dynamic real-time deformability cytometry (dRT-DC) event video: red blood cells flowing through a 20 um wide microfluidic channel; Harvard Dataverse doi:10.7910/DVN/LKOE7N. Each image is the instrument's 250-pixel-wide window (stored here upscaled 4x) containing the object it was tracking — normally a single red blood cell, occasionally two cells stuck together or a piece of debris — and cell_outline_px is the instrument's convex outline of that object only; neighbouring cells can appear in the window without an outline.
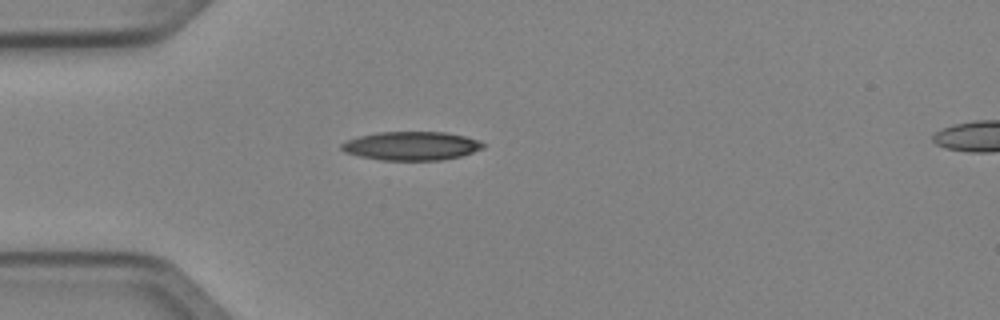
{"species": "Egyptian fruit bat (a non-hibernating species)", "species_latin": "Rousettus aegyptiacus", "temperature_condition": "cold", "stored_images_in_passage": 33, "camera_frame_rate_fps": 3000, "um_per_image_px": 0.085, "animal": {"sex": "female"}, "frame": {"image": 1, "passage_image": 1, "time_ms": 0.0, "image_size_px": [1000, 320], "cell_outline_px": [[484, 148], [460, 156], [444, 160], [380, 160], [360, 156], [344, 152], [340, 148], [340, 144], [348, 140], [360, 136], [376, 132], [444, 132], [464, 136], [480, 140], [484, 144]], "centroid_in_image_um": [34.97, 12.4], "position_along_channel_um": 50.0, "area_um2": 23.64}}
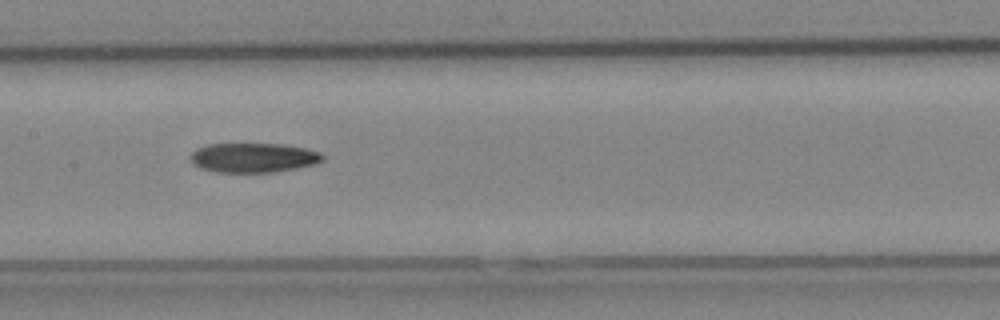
{"frame": {"image": 2, "passage_image": 12, "time_ms": 3.667, "image_size_px": [1000, 320], "cell_outline_px": [[324, 160], [316, 164], [276, 172], [216, 172], [200, 168], [192, 160], [192, 152], [196, 148], [208, 144], [280, 144], [304, 148], [320, 152], [324, 156]], "centroid_in_image_um": [21.57, 13.4], "position_along_channel_um": 185.8, "area_um2": 22.6}}
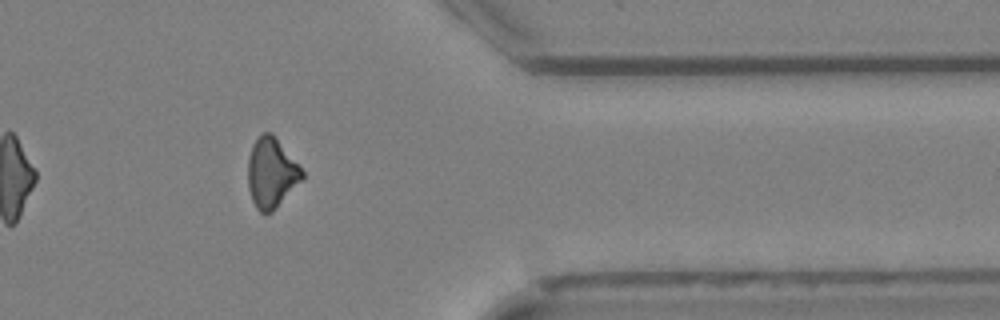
{"frame": {"image": 3, "passage_image": 28, "time_ms": 9.0, "image_size_px": [1000, 320], "cell_outline_px": [[304, 180], [272, 212], [264, 216], [256, 208], [252, 200], [248, 188], [248, 156], [252, 144], [260, 132], [272, 132], [304, 172]], "centroid_in_image_um": [23.06, 14.71], "position_along_channel_um": 388.3, "area_um2": 22.54}, "authors_computed_cell_mechanics": {"area_um2": 22.8888, "velocity_mm_per_s": 4.0806, "shape_relaxation_time_tau1_ms": 7.9366, "shape_relaxation_time_tau2_ms": null, "deformation_change_tau1": 0.1868, "deformation_change_tau2": null}}